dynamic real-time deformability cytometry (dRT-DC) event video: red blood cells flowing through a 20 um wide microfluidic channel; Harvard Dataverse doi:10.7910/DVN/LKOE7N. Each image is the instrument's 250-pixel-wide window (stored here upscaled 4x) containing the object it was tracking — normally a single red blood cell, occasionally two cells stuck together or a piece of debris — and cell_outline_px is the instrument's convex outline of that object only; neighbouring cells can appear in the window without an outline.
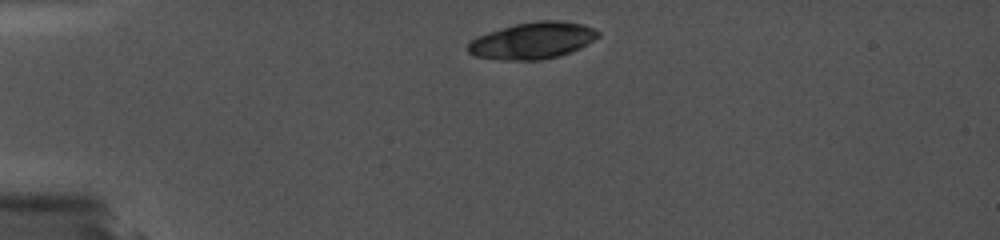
{"species": "common noctule bat (a hibernating species)", "species_latin": "Nyctalus noctula", "temperature_condition": "cold", "stored_images_in_passage": 9, "camera_frame_rate_fps": 5000, "um_per_image_px": 0.085, "animal": {"sex": "female", "body_mass_g": 19.0, "forearm_length_mm": 56.7}, "frame": {"image": 1, "passage_image": 1, "time_ms": 0.0, "image_size_px": [1000, 240], "cell_outline_px": [[600, 36], [588, 44], [580, 48], [560, 56], [540, 60], [504, 60], [476, 56], [468, 52], [468, 44], [476, 36], [488, 32], [516, 24], [536, 20], [564, 20], [584, 24], [596, 28], [600, 32]], "centroid_in_image_um": [45.33, 3.44], "position_along_channel_um": 39.7, "area_um2": 28.03}}